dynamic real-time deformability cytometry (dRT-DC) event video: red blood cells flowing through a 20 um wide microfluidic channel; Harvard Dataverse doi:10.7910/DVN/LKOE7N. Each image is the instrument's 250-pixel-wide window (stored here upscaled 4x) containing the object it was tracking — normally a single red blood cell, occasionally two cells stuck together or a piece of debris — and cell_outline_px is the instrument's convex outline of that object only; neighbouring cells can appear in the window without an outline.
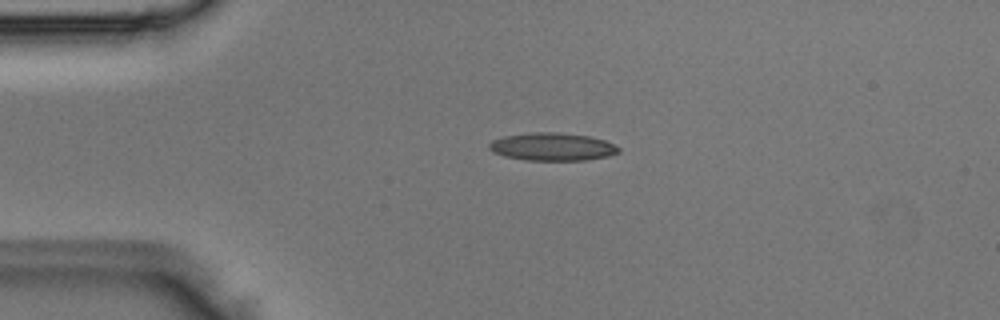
{"species": "Egyptian fruit bat (a non-hibernating species)", "species_latin": "Rousettus aegyptiacus", "temperature_condition": "room temperature", "stored_images_in_passage": 2, "camera_frame_rate_fps": 3000, "um_per_image_px": 0.085, "animal": {"sex": "male"}, "frame": {"image": 1, "passage_image": 1, "time_ms": 0.0, "image_size_px": [1000, 320], "cell_outline_px": [[620, 152], [608, 156], [588, 160], [528, 160], [504, 156], [492, 152], [488, 148], [488, 144], [492, 140], [504, 136], [532, 132], [560, 132], [588, 136], [604, 140], [620, 148]], "centroid_in_image_um": [46.93, 12.47], "position_along_channel_um": 38.1, "area_um2": 21.04}}